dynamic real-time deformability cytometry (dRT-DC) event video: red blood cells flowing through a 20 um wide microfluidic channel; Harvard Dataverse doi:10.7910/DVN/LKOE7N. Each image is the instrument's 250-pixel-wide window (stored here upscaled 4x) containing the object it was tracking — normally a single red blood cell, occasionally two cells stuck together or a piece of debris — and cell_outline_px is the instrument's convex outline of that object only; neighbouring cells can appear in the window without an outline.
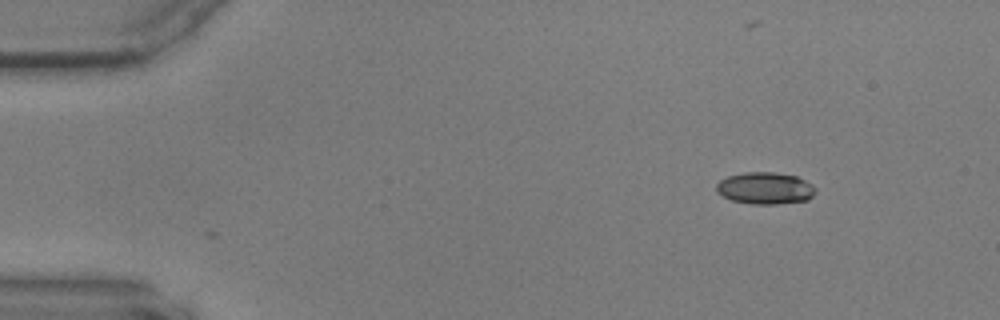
{"species": "common noctule bat (a hibernating species)", "species_latin": "Nyctalus noctula", "temperature_condition": "warm", "stored_images_in_passage": 52, "camera_frame_rate_fps": 3000, "um_per_image_px": 0.085, "animal": {"sex": "male", "body_mass_g": 17.9, "forearm_length_mm": 54.2}, "frame": {"image": 1, "passage_image": 1, "time_ms": 0.0, "image_size_px": [1000, 320], "cell_outline_px": [[816, 192], [808, 200], [776, 204], [752, 204], [732, 200], [716, 192], [716, 184], [720, 180], [728, 176], [744, 172], [776, 172], [796, 176], [812, 184], [816, 188]], "centroid_in_image_um": [65.04, 15.99], "position_along_channel_um": 20.0, "area_um2": 18.5}}
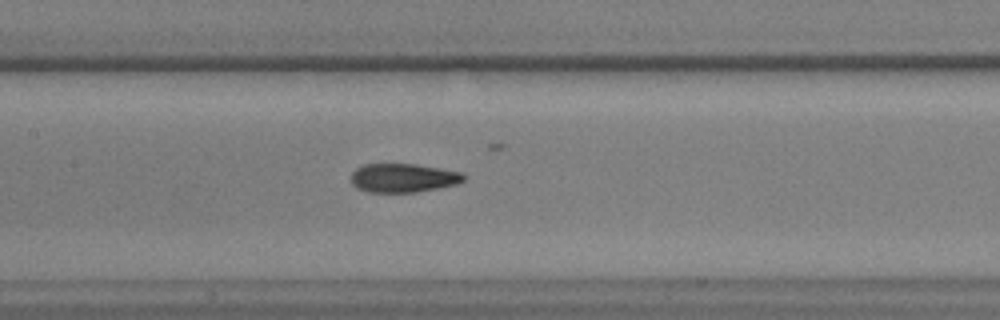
{"frame": {"image": 2, "passage_image": 22, "time_ms": 7.0, "image_size_px": [1000, 320], "cell_outline_px": [[464, 180], [456, 184], [440, 188], [416, 192], [368, 192], [356, 188], [352, 184], [352, 172], [356, 168], [364, 164], [416, 164], [464, 172]], "centroid_in_image_um": [34.28, 15.12], "position_along_channel_um": 173.1, "area_um2": 19.02}}
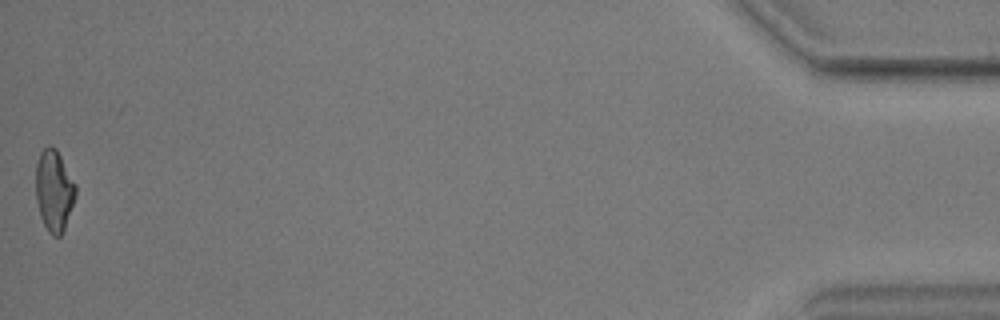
{"frame": {"image": 3, "passage_image": 52, "time_ms": 17.0, "image_size_px": [1000, 320], "cell_outline_px": [[76, 196], [64, 228], [60, 236], [52, 236], [48, 232], [40, 216], [36, 200], [36, 164], [40, 152], [48, 144], [56, 148], [76, 184]], "centroid_in_image_um": [4.59, 16.18], "position_along_channel_um": 430.6, "area_um2": 18.9}}